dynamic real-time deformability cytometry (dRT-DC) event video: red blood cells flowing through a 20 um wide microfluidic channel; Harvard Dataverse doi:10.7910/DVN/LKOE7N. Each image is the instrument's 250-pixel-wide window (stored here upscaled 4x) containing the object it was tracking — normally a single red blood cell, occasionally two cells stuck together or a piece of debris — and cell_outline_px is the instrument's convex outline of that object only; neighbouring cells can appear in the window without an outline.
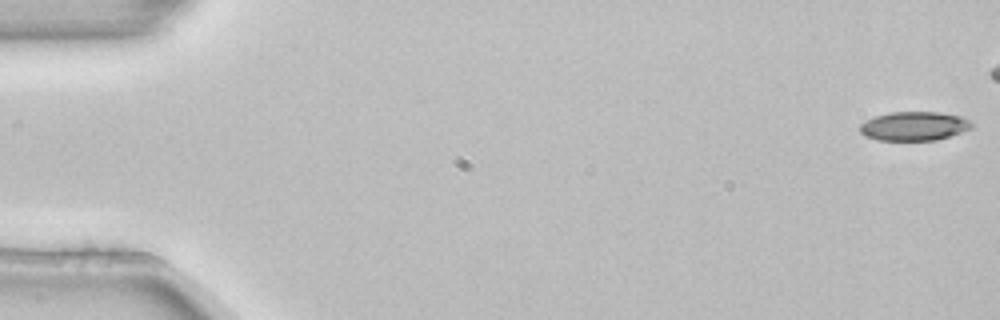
{"species": "common noctule bat (a hibernating species)", "species_latin": "Nyctalus noctula", "temperature_condition": "room temperature", "stored_images_in_passage": 6, "camera_frame_rate_fps": 3000, "um_per_image_px": 0.085, "animal": {"sex": "female", "body_mass_g": 22.7, "forearm_length_mm": 54.2}, "frame": {"image": 1, "passage_image": 1, "time_ms": 0.0, "image_size_px": [1000, 320], "cell_outline_px": [[976, 124], [972, 128], [936, 140], [876, 140], [864, 136], [860, 132], [860, 124], [876, 116], [892, 112], [940, 112], [960, 116]], "centroid_in_image_um": [77.71, 10.72], "position_along_channel_um": 7.3, "area_um2": 18.79}}